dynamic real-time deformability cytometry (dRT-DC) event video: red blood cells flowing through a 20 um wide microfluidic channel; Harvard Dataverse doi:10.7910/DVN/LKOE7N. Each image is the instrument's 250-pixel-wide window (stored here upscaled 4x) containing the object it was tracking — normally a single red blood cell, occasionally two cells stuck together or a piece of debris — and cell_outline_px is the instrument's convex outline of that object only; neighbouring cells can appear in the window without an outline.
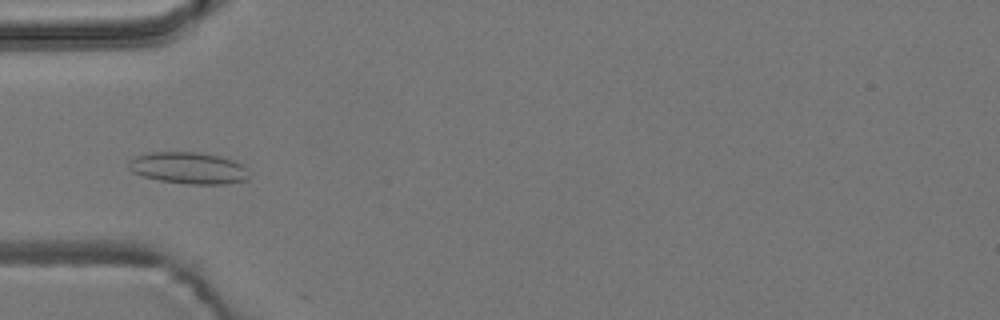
{"species": "common noctule bat (a hibernating species)", "species_latin": "Nyctalus noctula", "temperature_condition": "room temperature", "stored_images_in_passage": 7, "camera_frame_rate_fps": 3000, "um_per_image_px": 0.085, "animal": {"sex": "male", "body_mass_g": 19.2, "forearm_length_mm": 51.8}, "frame": {"image": 1, "passage_image": 5, "time_ms": 1.333, "image_size_px": [1000, 320], "cell_outline_px": [[248, 180], [228, 184], [188, 184], [160, 180], [144, 176], [132, 172], [128, 168], [128, 160], [136, 156], [148, 152], [192, 152], [220, 156], [244, 164], [248, 168]], "centroid_in_image_um": [16.04, 14.28], "position_along_channel_um": 69.0, "area_um2": 22.37}}
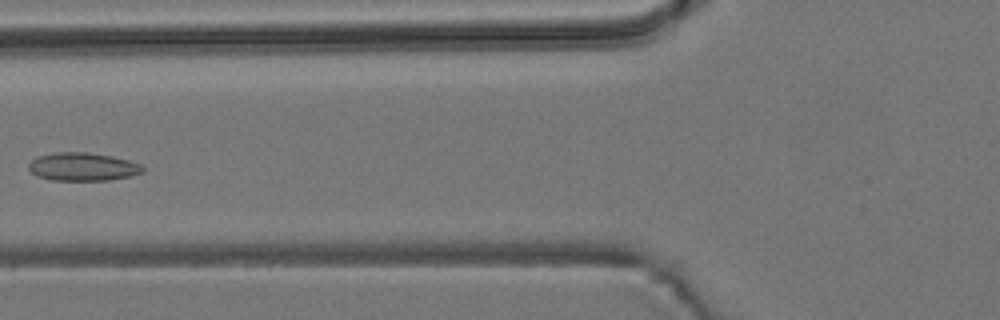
{"frame": {"image": 2, "passage_image": 6, "time_ms": 1.667, "image_size_px": [1000, 320], "cell_outline_px": [[144, 172], [128, 176], [108, 180], [52, 180], [40, 176], [32, 172], [28, 168], [28, 164], [36, 156], [56, 152], [88, 152], [112, 156], [128, 160], [140, 164], [144, 168]], "centroid_in_image_um": [7.03, 14.16], "position_along_channel_um": 118.8, "area_um2": 18.61}}
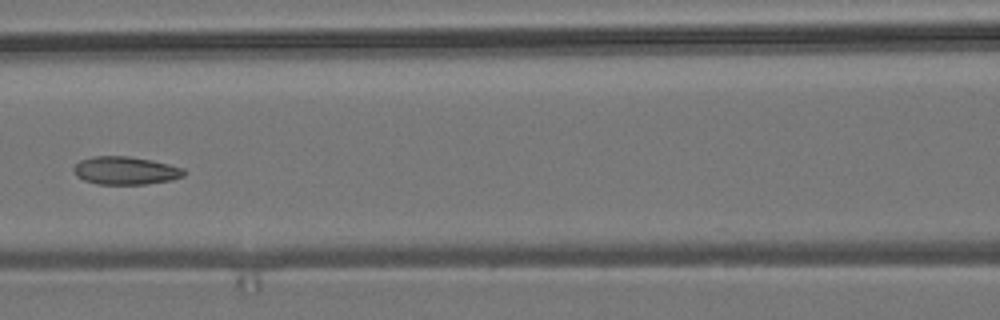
{"frame": {"image": 3, "passage_image": 7, "time_ms": 2.0, "image_size_px": [1000, 320], "cell_outline_px": [[188, 172], [184, 176], [172, 180], [144, 184], [96, 184], [84, 180], [76, 176], [72, 168], [80, 160], [92, 156], [128, 156], [152, 160], [184, 168]], "centroid_in_image_um": [10.68, 14.5], "position_along_channel_um": 155.9, "area_um2": 18.15}}